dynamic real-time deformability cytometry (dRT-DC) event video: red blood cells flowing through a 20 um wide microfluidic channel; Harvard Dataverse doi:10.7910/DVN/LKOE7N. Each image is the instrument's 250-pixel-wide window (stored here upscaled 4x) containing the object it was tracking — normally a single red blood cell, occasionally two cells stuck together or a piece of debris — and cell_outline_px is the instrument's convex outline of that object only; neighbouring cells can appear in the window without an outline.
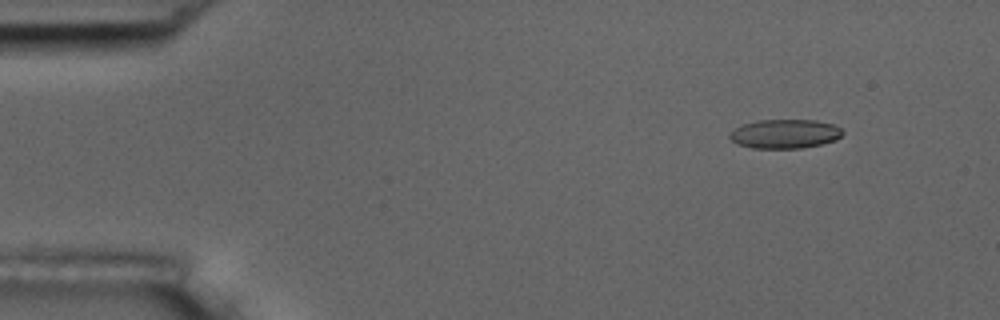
{"species": "common noctule bat (a hibernating species)", "species_latin": "Nyctalus noctula", "temperature_condition": "room temperature", "stored_images_in_passage": 3, "camera_frame_rate_fps": 3000, "um_per_image_px": 0.085, "animal": {"sex": "male", "body_mass_g": 17.5, "forearm_length_mm": 52.3}, "frame": {"image": 1, "passage_image": 1, "time_ms": 0.0, "image_size_px": [1000, 320], "cell_outline_px": [[844, 132], [836, 140], [820, 144], [800, 148], [752, 148], [736, 144], [728, 136], [728, 132], [744, 124], [760, 120], [816, 120], [832, 124], [840, 128]], "centroid_in_image_um": [66.69, 11.38], "position_along_channel_um": 18.3, "area_um2": 19.07}}
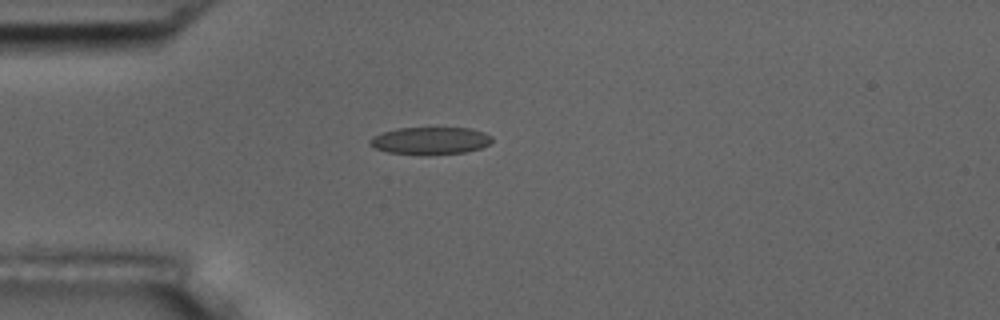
{"frame": {"image": 2, "passage_image": 3, "time_ms": 3.0, "image_size_px": [1000, 320], "cell_outline_px": [[492, 140], [488, 144], [480, 148], [464, 152], [428, 156], [420, 156], [388, 152], [376, 148], [368, 144], [368, 140], [372, 136], [380, 132], [396, 128], [472, 128], [484, 132], [492, 136]], "centroid_in_image_um": [36.53, 11.97], "position_along_channel_um": 48.5, "area_um2": 19.94}}